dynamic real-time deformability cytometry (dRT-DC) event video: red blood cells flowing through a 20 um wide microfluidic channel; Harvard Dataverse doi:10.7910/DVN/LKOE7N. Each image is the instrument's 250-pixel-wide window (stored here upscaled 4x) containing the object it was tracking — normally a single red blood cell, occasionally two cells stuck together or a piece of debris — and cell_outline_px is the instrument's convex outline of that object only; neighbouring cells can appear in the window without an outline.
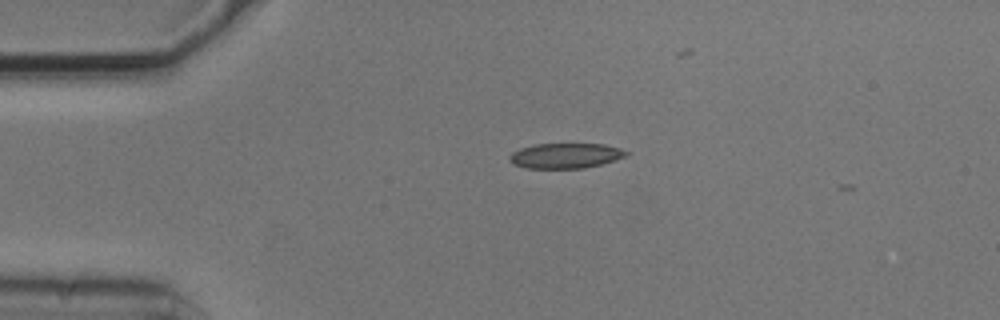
{"species": "common noctule bat (a hibernating species)", "species_latin": "Nyctalus noctula", "temperature_condition": "cold", "stored_images_in_passage": 2, "camera_frame_rate_fps": 3000, "um_per_image_px": 0.085, "animal": {"sex": "male", "body_mass_g": 20.5, "forearm_length_mm": 52.5}, "frame": {"image": 1, "passage_image": 1, "time_ms": 0.0, "image_size_px": [1000, 320], "cell_outline_px": [[628, 156], [600, 164], [584, 168], [528, 168], [512, 164], [508, 160], [508, 156], [512, 152], [520, 148], [536, 144], [604, 144], [620, 148], [628, 152]], "centroid_in_image_um": [48.04, 13.23], "position_along_channel_um": 37.0, "area_um2": 17.11}}